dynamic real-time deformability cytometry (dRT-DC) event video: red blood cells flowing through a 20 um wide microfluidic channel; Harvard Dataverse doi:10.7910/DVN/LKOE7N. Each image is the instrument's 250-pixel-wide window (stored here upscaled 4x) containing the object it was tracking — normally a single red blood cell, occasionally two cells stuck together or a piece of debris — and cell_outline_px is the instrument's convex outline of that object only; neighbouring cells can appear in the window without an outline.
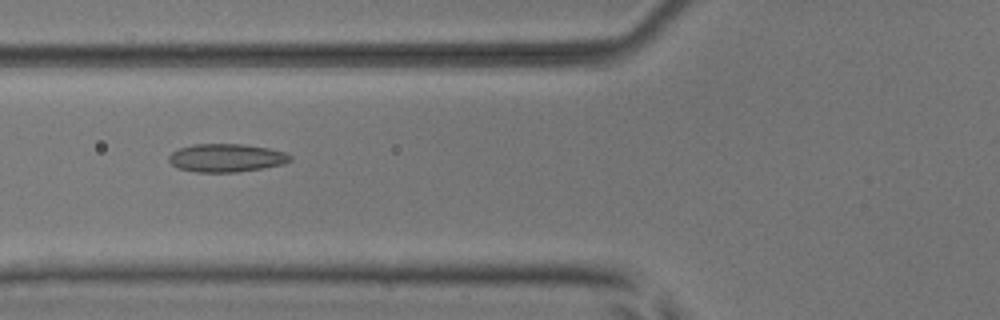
{"species": "common noctule bat (a hibernating species)", "species_latin": "Nyctalus noctula", "temperature_condition": "room temperature", "stored_images_in_passage": 9, "camera_frame_rate_fps": 3000, "um_per_image_px": 0.085, "animal": {"sex": "male", "body_mass_g": 17.9, "forearm_length_mm": 54.2}, "frame": {"image": 1, "passage_image": 6, "time_ms": 1.667, "image_size_px": [1000, 320], "cell_outline_px": [[292, 160], [284, 164], [236, 172], [196, 172], [176, 168], [168, 160], [168, 156], [172, 152], [180, 148], [192, 144], [240, 144], [268, 148], [284, 152], [292, 156]], "centroid_in_image_um": [19.21, 13.42], "position_along_channel_um": 106.6, "area_um2": 19.88}}
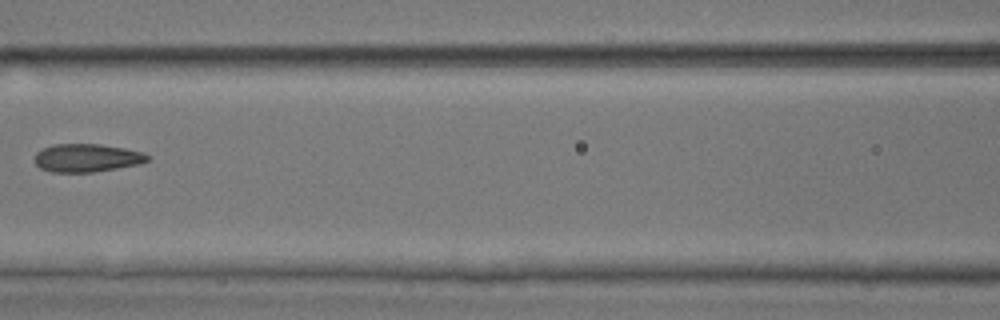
{"frame": {"image": 2, "passage_image": 7, "time_ms": 2.0, "image_size_px": [1000, 320], "cell_outline_px": [[148, 160], [140, 164], [92, 172], [52, 172], [40, 168], [36, 164], [36, 152], [44, 148], [56, 144], [100, 144], [124, 148], [140, 152], [148, 156]], "centroid_in_image_um": [7.36, 13.42], "position_along_channel_um": 159.2, "area_um2": 18.21}}
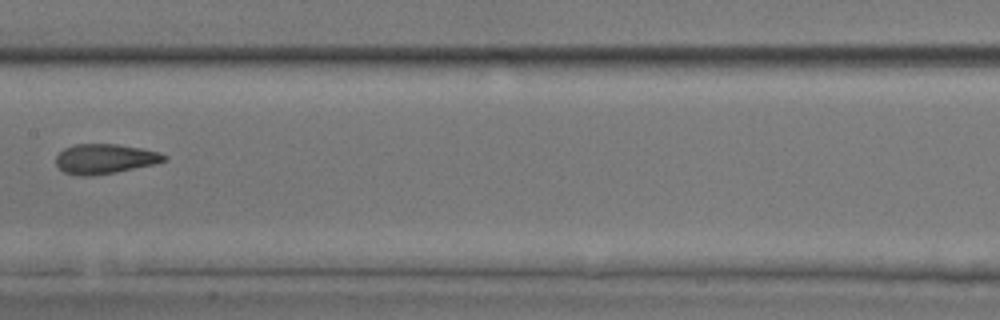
{"frame": {"image": 3, "passage_image": 8, "time_ms": 2.333, "image_size_px": [1000, 320], "cell_outline_px": [[168, 160], [156, 164], [116, 172], [92, 176], [80, 176], [64, 172], [56, 164], [56, 156], [64, 148], [76, 144], [116, 144], [140, 148], [160, 152], [168, 156]], "centroid_in_image_um": [8.95, 13.5], "position_along_channel_um": 198.5, "area_um2": 18.9}}